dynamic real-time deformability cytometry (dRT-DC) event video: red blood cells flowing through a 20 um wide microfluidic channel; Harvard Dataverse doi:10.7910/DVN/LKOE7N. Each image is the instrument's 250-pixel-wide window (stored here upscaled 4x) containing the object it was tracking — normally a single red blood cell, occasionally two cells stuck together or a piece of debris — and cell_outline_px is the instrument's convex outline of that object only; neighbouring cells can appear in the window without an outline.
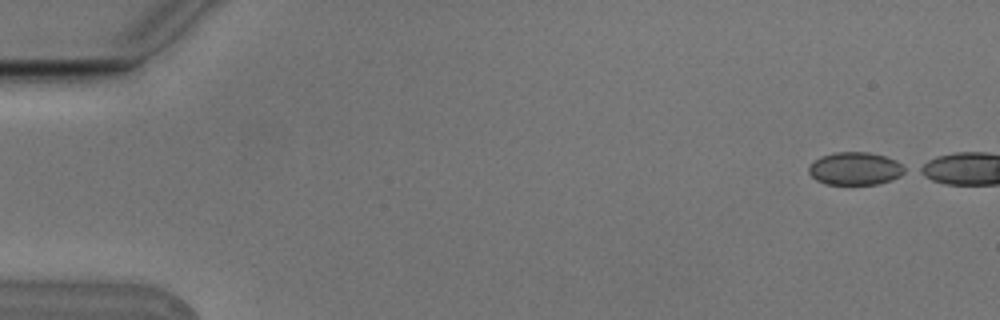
{"species": "Egyptian fruit bat (a non-hibernating species)", "species_latin": "Rousettus aegyptiacus", "temperature_condition": "cold", "stored_images_in_passage": 2, "camera_frame_rate_fps": 3000, "um_per_image_px": 0.085, "animal": {"sex": "male"}, "frame": {"image": 1, "passage_image": 1, "time_ms": 0.0, "image_size_px": [1000, 320], "cell_outline_px": [[908, 172], [892, 180], [880, 184], [824, 184], [816, 180], [808, 172], [808, 168], [820, 156], [836, 152], [868, 152], [884, 156], [896, 160], [908, 168]], "centroid_in_image_um": [72.74, 14.34], "position_along_channel_um": 12.3, "area_um2": 18.55}}